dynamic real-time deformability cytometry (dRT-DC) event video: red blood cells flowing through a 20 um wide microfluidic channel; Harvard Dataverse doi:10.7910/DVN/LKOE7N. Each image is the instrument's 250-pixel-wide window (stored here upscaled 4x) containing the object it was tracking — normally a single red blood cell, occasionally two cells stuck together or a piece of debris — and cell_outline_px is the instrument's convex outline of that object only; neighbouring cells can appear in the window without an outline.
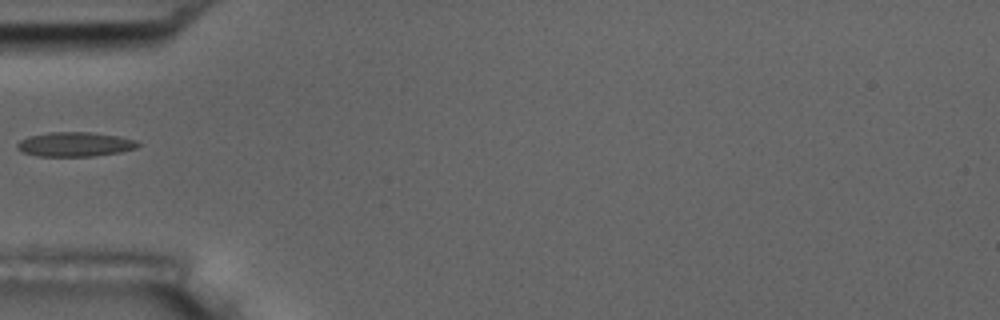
{"species": "common noctule bat (a hibernating species)", "species_latin": "Nyctalus noctula", "temperature_condition": "room temperature", "stored_images_in_passage": 1, "camera_frame_rate_fps": 3000, "um_per_image_px": 0.085, "animal": {"sex": "male", "body_mass_g": 17.5, "forearm_length_mm": 52.3}, "frame": {"image": 1, "passage_image": 1, "time_ms": 0.0, "image_size_px": [1000, 320], "cell_outline_px": [[140, 144], [136, 148], [120, 152], [92, 156], [36, 156], [24, 152], [16, 148], [16, 144], [20, 140], [28, 136], [48, 132], [92, 132], [116, 136], [136, 140]], "centroid_in_image_um": [6.34, 12.26], "position_along_channel_um": 78.7, "area_um2": 17.17}}